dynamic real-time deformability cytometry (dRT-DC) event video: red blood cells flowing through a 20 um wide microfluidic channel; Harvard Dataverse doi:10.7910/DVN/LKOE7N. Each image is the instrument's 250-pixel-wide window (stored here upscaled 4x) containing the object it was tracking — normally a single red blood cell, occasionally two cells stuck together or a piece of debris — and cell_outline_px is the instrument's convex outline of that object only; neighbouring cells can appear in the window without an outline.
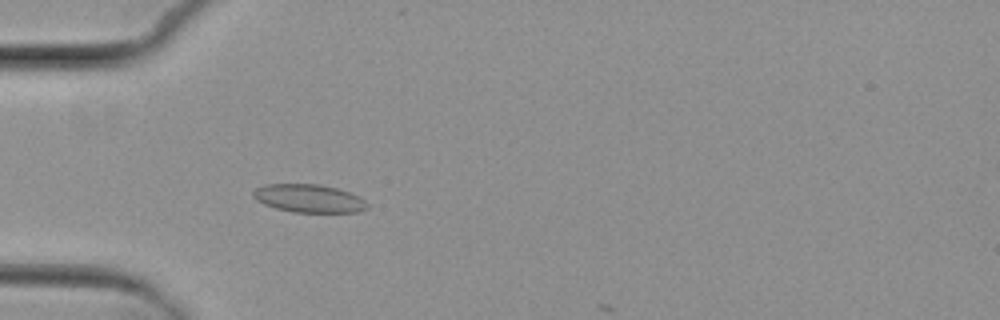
{"species": "common noctule bat (a hibernating species)", "species_latin": "Nyctalus noctula", "temperature_condition": "cold", "stored_images_in_passage": 3, "camera_frame_rate_fps": 3000, "um_per_image_px": 0.085, "animal": {"sex": "female", "body_mass_g": 29.2, "forearm_length_mm": 56.3}, "frame": {"image": 1, "passage_image": 2, "time_ms": 1.0, "image_size_px": [1000, 320], "cell_outline_px": [[368, 208], [360, 212], [292, 212], [276, 208], [264, 204], [256, 200], [252, 196], [252, 192], [256, 188], [264, 184], [320, 184], [336, 188], [360, 196], [368, 204]], "centroid_in_image_um": [26.25, 16.86], "position_along_channel_um": 58.7, "area_um2": 18.79}}